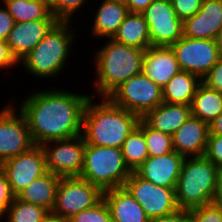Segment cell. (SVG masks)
Returning <instances> with one entry per match:
<instances>
[{"label":"cell","mask_w":222,"mask_h":222,"mask_svg":"<svg viewBox=\"0 0 222 222\" xmlns=\"http://www.w3.org/2000/svg\"><path fill=\"white\" fill-rule=\"evenodd\" d=\"M208 136L209 124L191 115L172 135L174 151L184 157L203 156Z\"/></svg>","instance_id":"18"},{"label":"cell","mask_w":222,"mask_h":222,"mask_svg":"<svg viewBox=\"0 0 222 222\" xmlns=\"http://www.w3.org/2000/svg\"><path fill=\"white\" fill-rule=\"evenodd\" d=\"M212 203L222 208V167L217 170L216 187Z\"/></svg>","instance_id":"42"},{"label":"cell","mask_w":222,"mask_h":222,"mask_svg":"<svg viewBox=\"0 0 222 222\" xmlns=\"http://www.w3.org/2000/svg\"><path fill=\"white\" fill-rule=\"evenodd\" d=\"M191 112L192 116L209 124L222 112V92L201 83L194 95Z\"/></svg>","instance_id":"27"},{"label":"cell","mask_w":222,"mask_h":222,"mask_svg":"<svg viewBox=\"0 0 222 222\" xmlns=\"http://www.w3.org/2000/svg\"><path fill=\"white\" fill-rule=\"evenodd\" d=\"M203 0H172L177 17L183 22L195 15L201 8Z\"/></svg>","instance_id":"34"},{"label":"cell","mask_w":222,"mask_h":222,"mask_svg":"<svg viewBox=\"0 0 222 222\" xmlns=\"http://www.w3.org/2000/svg\"><path fill=\"white\" fill-rule=\"evenodd\" d=\"M217 170L204 155L185 157L175 188L179 209L189 210L212 203Z\"/></svg>","instance_id":"5"},{"label":"cell","mask_w":222,"mask_h":222,"mask_svg":"<svg viewBox=\"0 0 222 222\" xmlns=\"http://www.w3.org/2000/svg\"><path fill=\"white\" fill-rule=\"evenodd\" d=\"M53 143V144H52ZM47 171L59 177H79L84 163L85 141L82 135L42 145Z\"/></svg>","instance_id":"12"},{"label":"cell","mask_w":222,"mask_h":222,"mask_svg":"<svg viewBox=\"0 0 222 222\" xmlns=\"http://www.w3.org/2000/svg\"><path fill=\"white\" fill-rule=\"evenodd\" d=\"M141 14L148 24L151 46L170 47L183 36V22L171 2L154 0Z\"/></svg>","instance_id":"13"},{"label":"cell","mask_w":222,"mask_h":222,"mask_svg":"<svg viewBox=\"0 0 222 222\" xmlns=\"http://www.w3.org/2000/svg\"><path fill=\"white\" fill-rule=\"evenodd\" d=\"M59 182V176L47 171L31 182L16 197L23 202L42 206L51 212L55 204Z\"/></svg>","instance_id":"23"},{"label":"cell","mask_w":222,"mask_h":222,"mask_svg":"<svg viewBox=\"0 0 222 222\" xmlns=\"http://www.w3.org/2000/svg\"><path fill=\"white\" fill-rule=\"evenodd\" d=\"M0 169L6 175L13 194L17 196L31 182L47 172L44 149L35 145L29 151L3 162Z\"/></svg>","instance_id":"14"},{"label":"cell","mask_w":222,"mask_h":222,"mask_svg":"<svg viewBox=\"0 0 222 222\" xmlns=\"http://www.w3.org/2000/svg\"><path fill=\"white\" fill-rule=\"evenodd\" d=\"M216 47L218 49V54L220 56V58H222V27L219 30L217 36L214 39Z\"/></svg>","instance_id":"45"},{"label":"cell","mask_w":222,"mask_h":222,"mask_svg":"<svg viewBox=\"0 0 222 222\" xmlns=\"http://www.w3.org/2000/svg\"><path fill=\"white\" fill-rule=\"evenodd\" d=\"M191 115V106L163 102L141 119L149 127L172 136Z\"/></svg>","instance_id":"21"},{"label":"cell","mask_w":222,"mask_h":222,"mask_svg":"<svg viewBox=\"0 0 222 222\" xmlns=\"http://www.w3.org/2000/svg\"><path fill=\"white\" fill-rule=\"evenodd\" d=\"M86 103L82 136L86 144L121 149L126 137L138 126L140 117L114 104L108 97Z\"/></svg>","instance_id":"2"},{"label":"cell","mask_w":222,"mask_h":222,"mask_svg":"<svg viewBox=\"0 0 222 222\" xmlns=\"http://www.w3.org/2000/svg\"><path fill=\"white\" fill-rule=\"evenodd\" d=\"M202 80L190 72L180 70L162 88L163 102L191 106Z\"/></svg>","instance_id":"24"},{"label":"cell","mask_w":222,"mask_h":222,"mask_svg":"<svg viewBox=\"0 0 222 222\" xmlns=\"http://www.w3.org/2000/svg\"><path fill=\"white\" fill-rule=\"evenodd\" d=\"M121 151L126 165L132 172L149 157L144 132L138 126L126 137Z\"/></svg>","instance_id":"28"},{"label":"cell","mask_w":222,"mask_h":222,"mask_svg":"<svg viewBox=\"0 0 222 222\" xmlns=\"http://www.w3.org/2000/svg\"><path fill=\"white\" fill-rule=\"evenodd\" d=\"M202 83L210 89L222 92V58L210 69Z\"/></svg>","instance_id":"37"},{"label":"cell","mask_w":222,"mask_h":222,"mask_svg":"<svg viewBox=\"0 0 222 222\" xmlns=\"http://www.w3.org/2000/svg\"><path fill=\"white\" fill-rule=\"evenodd\" d=\"M132 171L126 165L121 149L85 143L80 178L102 191L123 187Z\"/></svg>","instance_id":"6"},{"label":"cell","mask_w":222,"mask_h":222,"mask_svg":"<svg viewBox=\"0 0 222 222\" xmlns=\"http://www.w3.org/2000/svg\"><path fill=\"white\" fill-rule=\"evenodd\" d=\"M124 187L142 206L149 219L163 217L179 209L175 188L157 186L141 178L135 171L127 178Z\"/></svg>","instance_id":"9"},{"label":"cell","mask_w":222,"mask_h":222,"mask_svg":"<svg viewBox=\"0 0 222 222\" xmlns=\"http://www.w3.org/2000/svg\"><path fill=\"white\" fill-rule=\"evenodd\" d=\"M149 222H190L188 210L178 209L177 211L159 218L150 219Z\"/></svg>","instance_id":"40"},{"label":"cell","mask_w":222,"mask_h":222,"mask_svg":"<svg viewBox=\"0 0 222 222\" xmlns=\"http://www.w3.org/2000/svg\"><path fill=\"white\" fill-rule=\"evenodd\" d=\"M89 0H49L51 14L61 22H71ZM91 1V0H90ZM72 18V19H71Z\"/></svg>","instance_id":"31"},{"label":"cell","mask_w":222,"mask_h":222,"mask_svg":"<svg viewBox=\"0 0 222 222\" xmlns=\"http://www.w3.org/2000/svg\"><path fill=\"white\" fill-rule=\"evenodd\" d=\"M190 222H222V208L209 203L188 210Z\"/></svg>","instance_id":"33"},{"label":"cell","mask_w":222,"mask_h":222,"mask_svg":"<svg viewBox=\"0 0 222 222\" xmlns=\"http://www.w3.org/2000/svg\"><path fill=\"white\" fill-rule=\"evenodd\" d=\"M109 1H119V2H125V0H109Z\"/></svg>","instance_id":"46"},{"label":"cell","mask_w":222,"mask_h":222,"mask_svg":"<svg viewBox=\"0 0 222 222\" xmlns=\"http://www.w3.org/2000/svg\"><path fill=\"white\" fill-rule=\"evenodd\" d=\"M138 127L144 132L149 157L164 155L174 151L172 136L149 127L142 119Z\"/></svg>","instance_id":"30"},{"label":"cell","mask_w":222,"mask_h":222,"mask_svg":"<svg viewBox=\"0 0 222 222\" xmlns=\"http://www.w3.org/2000/svg\"><path fill=\"white\" fill-rule=\"evenodd\" d=\"M17 64L19 63L13 57L7 42L0 40V70H7L11 67L14 68V66H18Z\"/></svg>","instance_id":"39"},{"label":"cell","mask_w":222,"mask_h":222,"mask_svg":"<svg viewBox=\"0 0 222 222\" xmlns=\"http://www.w3.org/2000/svg\"><path fill=\"white\" fill-rule=\"evenodd\" d=\"M58 20L15 22L6 40L9 50L19 63L46 36Z\"/></svg>","instance_id":"16"},{"label":"cell","mask_w":222,"mask_h":222,"mask_svg":"<svg viewBox=\"0 0 222 222\" xmlns=\"http://www.w3.org/2000/svg\"><path fill=\"white\" fill-rule=\"evenodd\" d=\"M154 0H125L129 13H142Z\"/></svg>","instance_id":"41"},{"label":"cell","mask_w":222,"mask_h":222,"mask_svg":"<svg viewBox=\"0 0 222 222\" xmlns=\"http://www.w3.org/2000/svg\"><path fill=\"white\" fill-rule=\"evenodd\" d=\"M90 96L58 87L32 90L17 109L27 121L34 144L42 146L82 134L84 109Z\"/></svg>","instance_id":"1"},{"label":"cell","mask_w":222,"mask_h":222,"mask_svg":"<svg viewBox=\"0 0 222 222\" xmlns=\"http://www.w3.org/2000/svg\"><path fill=\"white\" fill-rule=\"evenodd\" d=\"M70 222H113L109 208L102 198L94 206L72 216Z\"/></svg>","instance_id":"32"},{"label":"cell","mask_w":222,"mask_h":222,"mask_svg":"<svg viewBox=\"0 0 222 222\" xmlns=\"http://www.w3.org/2000/svg\"><path fill=\"white\" fill-rule=\"evenodd\" d=\"M112 39L144 50L151 46L148 24L141 13H128Z\"/></svg>","instance_id":"25"},{"label":"cell","mask_w":222,"mask_h":222,"mask_svg":"<svg viewBox=\"0 0 222 222\" xmlns=\"http://www.w3.org/2000/svg\"><path fill=\"white\" fill-rule=\"evenodd\" d=\"M108 98L140 118L163 103L162 88L143 72L124 81Z\"/></svg>","instance_id":"7"},{"label":"cell","mask_w":222,"mask_h":222,"mask_svg":"<svg viewBox=\"0 0 222 222\" xmlns=\"http://www.w3.org/2000/svg\"><path fill=\"white\" fill-rule=\"evenodd\" d=\"M204 156L216 167H222V135H209Z\"/></svg>","instance_id":"35"},{"label":"cell","mask_w":222,"mask_h":222,"mask_svg":"<svg viewBox=\"0 0 222 222\" xmlns=\"http://www.w3.org/2000/svg\"><path fill=\"white\" fill-rule=\"evenodd\" d=\"M113 222H149L142 206L123 186L103 191Z\"/></svg>","instance_id":"20"},{"label":"cell","mask_w":222,"mask_h":222,"mask_svg":"<svg viewBox=\"0 0 222 222\" xmlns=\"http://www.w3.org/2000/svg\"><path fill=\"white\" fill-rule=\"evenodd\" d=\"M103 191L80 177H60L52 213L70 219L97 204Z\"/></svg>","instance_id":"8"},{"label":"cell","mask_w":222,"mask_h":222,"mask_svg":"<svg viewBox=\"0 0 222 222\" xmlns=\"http://www.w3.org/2000/svg\"><path fill=\"white\" fill-rule=\"evenodd\" d=\"M15 24L14 19L0 2V40H7L9 32Z\"/></svg>","instance_id":"38"},{"label":"cell","mask_w":222,"mask_h":222,"mask_svg":"<svg viewBox=\"0 0 222 222\" xmlns=\"http://www.w3.org/2000/svg\"><path fill=\"white\" fill-rule=\"evenodd\" d=\"M42 222H70V219L48 212Z\"/></svg>","instance_id":"44"},{"label":"cell","mask_w":222,"mask_h":222,"mask_svg":"<svg viewBox=\"0 0 222 222\" xmlns=\"http://www.w3.org/2000/svg\"><path fill=\"white\" fill-rule=\"evenodd\" d=\"M180 71L171 47L150 46L143 55L142 72L163 88Z\"/></svg>","instance_id":"19"},{"label":"cell","mask_w":222,"mask_h":222,"mask_svg":"<svg viewBox=\"0 0 222 222\" xmlns=\"http://www.w3.org/2000/svg\"><path fill=\"white\" fill-rule=\"evenodd\" d=\"M15 197L6 175L0 169V220L6 215Z\"/></svg>","instance_id":"36"},{"label":"cell","mask_w":222,"mask_h":222,"mask_svg":"<svg viewBox=\"0 0 222 222\" xmlns=\"http://www.w3.org/2000/svg\"><path fill=\"white\" fill-rule=\"evenodd\" d=\"M170 47L175 54L180 70L190 72L201 80L220 59L215 41L211 39L182 36Z\"/></svg>","instance_id":"11"},{"label":"cell","mask_w":222,"mask_h":222,"mask_svg":"<svg viewBox=\"0 0 222 222\" xmlns=\"http://www.w3.org/2000/svg\"><path fill=\"white\" fill-rule=\"evenodd\" d=\"M184 159L176 151L148 157L135 172L157 186L176 188Z\"/></svg>","instance_id":"15"},{"label":"cell","mask_w":222,"mask_h":222,"mask_svg":"<svg viewBox=\"0 0 222 222\" xmlns=\"http://www.w3.org/2000/svg\"><path fill=\"white\" fill-rule=\"evenodd\" d=\"M100 6L93 16V25L90 27L93 38H112L119 26L125 20L129 10L124 2L101 0Z\"/></svg>","instance_id":"22"},{"label":"cell","mask_w":222,"mask_h":222,"mask_svg":"<svg viewBox=\"0 0 222 222\" xmlns=\"http://www.w3.org/2000/svg\"><path fill=\"white\" fill-rule=\"evenodd\" d=\"M145 50L118 43L108 38L104 46L94 53L96 68L94 95L108 97L119 85L134 75L142 73ZM100 95V96H98Z\"/></svg>","instance_id":"3"},{"label":"cell","mask_w":222,"mask_h":222,"mask_svg":"<svg viewBox=\"0 0 222 222\" xmlns=\"http://www.w3.org/2000/svg\"><path fill=\"white\" fill-rule=\"evenodd\" d=\"M71 27V22L58 21L18 65L24 67L27 74L54 80L66 68L70 51L74 47L72 44L76 41L75 30Z\"/></svg>","instance_id":"4"},{"label":"cell","mask_w":222,"mask_h":222,"mask_svg":"<svg viewBox=\"0 0 222 222\" xmlns=\"http://www.w3.org/2000/svg\"><path fill=\"white\" fill-rule=\"evenodd\" d=\"M15 22L57 20L50 10L49 0H0Z\"/></svg>","instance_id":"26"},{"label":"cell","mask_w":222,"mask_h":222,"mask_svg":"<svg viewBox=\"0 0 222 222\" xmlns=\"http://www.w3.org/2000/svg\"><path fill=\"white\" fill-rule=\"evenodd\" d=\"M209 135H222V112L209 123Z\"/></svg>","instance_id":"43"},{"label":"cell","mask_w":222,"mask_h":222,"mask_svg":"<svg viewBox=\"0 0 222 222\" xmlns=\"http://www.w3.org/2000/svg\"><path fill=\"white\" fill-rule=\"evenodd\" d=\"M9 103L0 109V165L35 146L24 115Z\"/></svg>","instance_id":"10"},{"label":"cell","mask_w":222,"mask_h":222,"mask_svg":"<svg viewBox=\"0 0 222 222\" xmlns=\"http://www.w3.org/2000/svg\"><path fill=\"white\" fill-rule=\"evenodd\" d=\"M222 27V0H204L200 10L183 21V36L214 40Z\"/></svg>","instance_id":"17"},{"label":"cell","mask_w":222,"mask_h":222,"mask_svg":"<svg viewBox=\"0 0 222 222\" xmlns=\"http://www.w3.org/2000/svg\"><path fill=\"white\" fill-rule=\"evenodd\" d=\"M48 212L49 211L42 206L26 203L15 197L6 215L2 218V221L42 222Z\"/></svg>","instance_id":"29"}]
</instances>
